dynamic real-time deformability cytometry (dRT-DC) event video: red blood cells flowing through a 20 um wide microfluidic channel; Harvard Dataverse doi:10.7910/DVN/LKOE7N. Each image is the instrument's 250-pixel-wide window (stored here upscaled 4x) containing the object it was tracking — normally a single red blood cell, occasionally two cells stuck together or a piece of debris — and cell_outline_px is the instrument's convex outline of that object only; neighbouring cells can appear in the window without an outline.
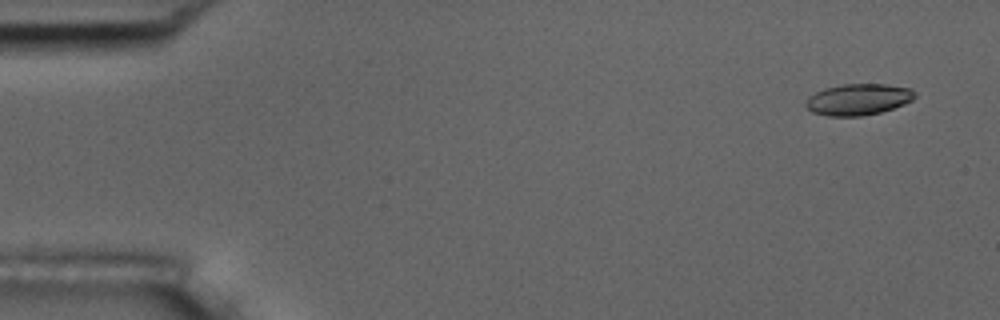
{"species": "common noctule bat (a hibernating species)", "species_latin": "Nyctalus noctula", "temperature_condition": "room temperature", "stored_images_in_passage": 52, "camera_frame_rate_fps": 3000, "um_per_image_px": 0.085, "animal": {"sex": "male", "body_mass_g": 17.5, "forearm_length_mm": 52.3}, "frame": {"image": 1, "passage_image": 1, "time_ms": 0.0, "image_size_px": [1000, 320], "cell_outline_px": [[916, 96], [912, 100], [904, 104], [880, 112], [860, 116], [828, 116], [812, 112], [804, 104], [804, 100], [808, 96], [824, 88], [844, 84], [884, 84], [912, 88], [916, 92]], "centroid_in_image_um": [72.94, 8.44], "position_along_channel_um": 12.1, "area_um2": 20.0}}
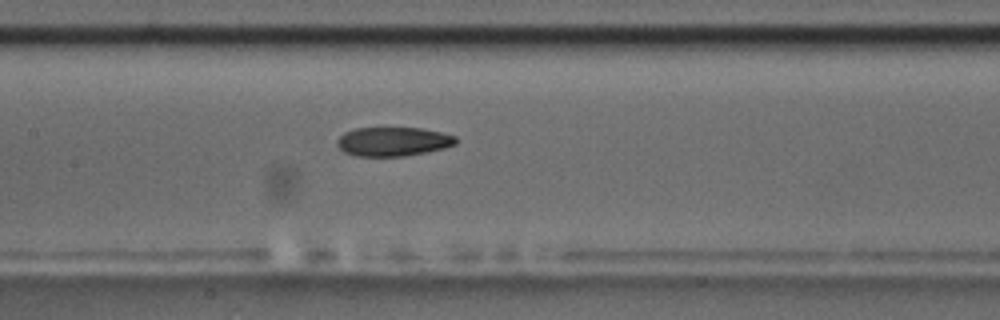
{"frame": {"image": 2, "passage_image": 24, "time_ms": 7.667, "image_size_px": [1000, 320], "cell_outline_px": [[456, 144], [444, 148], [404, 156], [356, 156], [344, 152], [336, 144], [336, 140], [344, 132], [356, 128], [420, 128], [440, 132], [456, 136]], "centroid_in_image_um": [33.38, 12.03], "position_along_channel_um": 174.0, "area_um2": 20.0}}
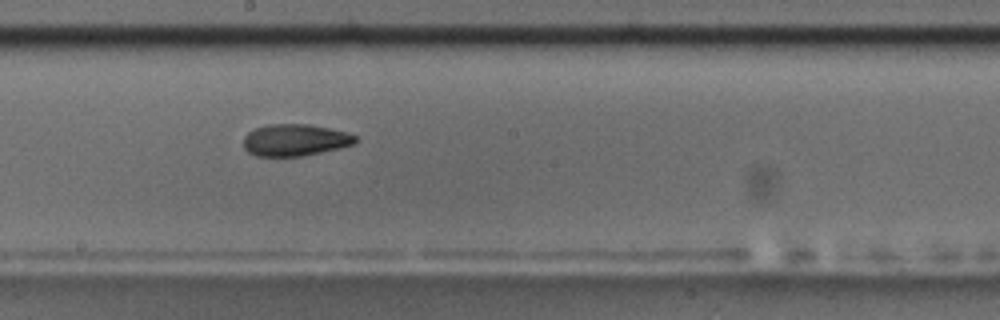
{"frame": {"image": 3, "passage_image": 28, "time_ms": 9.0, "image_size_px": [1000, 320], "cell_outline_px": [[356, 140], [352, 144], [340, 148], [304, 156], [256, 156], [248, 152], [244, 148], [244, 136], [248, 132], [256, 128], [268, 124], [308, 124], [328, 128], [344, 132], [356, 136]], "centroid_in_image_um": [25.04, 11.91], "position_along_channel_um": 223.2, "area_um2": 20.63}, "authors_computed_cell_mechanics": {"area_um2": 20.8369, "velocity_mm_per_s": 3.711, "shape_relaxation_time_tau1_ms": 6.3839, "shape_relaxation_time_tau2_ms": 4.2631, "deformation_change_tau1": 0.1698, "deformation_change_tau2": 0.0972}}